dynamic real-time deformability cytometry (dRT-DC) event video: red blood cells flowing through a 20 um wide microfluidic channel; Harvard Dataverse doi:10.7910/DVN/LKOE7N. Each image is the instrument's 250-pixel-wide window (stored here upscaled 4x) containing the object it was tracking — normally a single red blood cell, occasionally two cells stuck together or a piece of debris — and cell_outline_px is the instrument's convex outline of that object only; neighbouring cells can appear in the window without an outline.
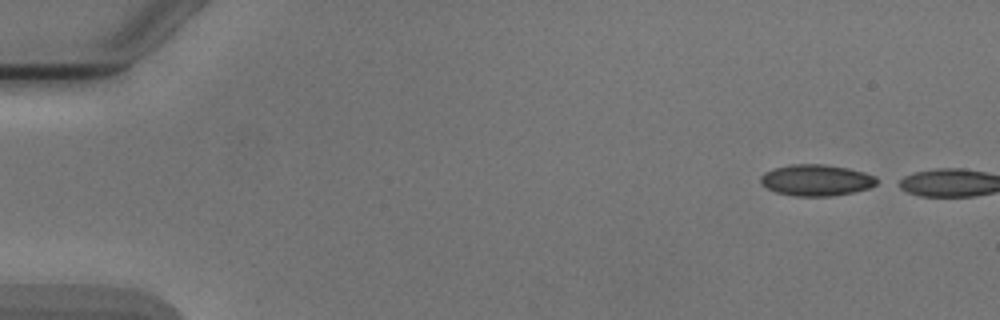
{"species": "Egyptian fruit bat (a non-hibernating species)", "species_latin": "Rousettus aegyptiacus", "temperature_condition": "cold", "stored_images_in_passage": 3, "camera_frame_rate_fps": 3000, "um_per_image_px": 0.085, "animal": {"sex": "male"}, "frame": {"image": 1, "passage_image": 1, "time_ms": 0.0, "image_size_px": [1000, 320], "cell_outline_px": [[876, 184], [868, 188], [852, 192], [832, 196], [792, 196], [776, 192], [760, 184], [760, 176], [764, 172], [772, 168], [792, 164], [824, 164], [848, 168], [864, 172], [876, 176]], "centroid_in_image_um": [69.34, 15.31], "position_along_channel_um": 15.7, "area_um2": 21.27}}